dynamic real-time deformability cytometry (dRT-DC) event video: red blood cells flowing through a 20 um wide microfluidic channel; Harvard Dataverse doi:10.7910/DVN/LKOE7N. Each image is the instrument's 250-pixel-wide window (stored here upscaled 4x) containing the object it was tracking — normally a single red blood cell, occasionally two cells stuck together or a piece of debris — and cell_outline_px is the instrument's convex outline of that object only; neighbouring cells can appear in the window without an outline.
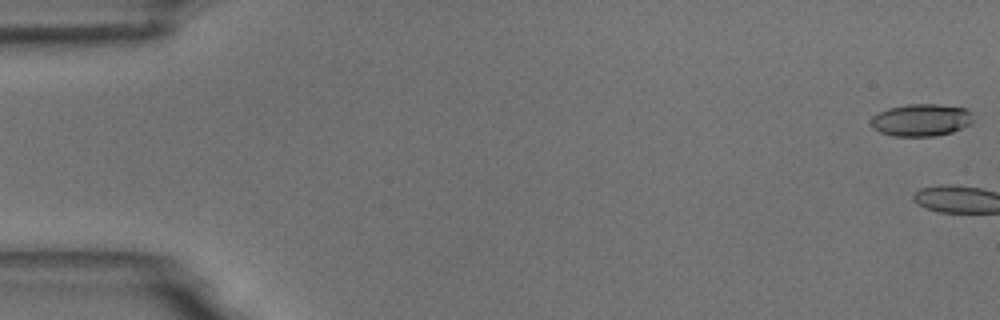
{"species": "common noctule bat (a hibernating species)", "species_latin": "Nyctalus noctula", "temperature_condition": "room temperature", "stored_images_in_passage": 3, "camera_frame_rate_fps": 3000, "um_per_image_px": 0.085, "animal": {"sex": "male", "body_mass_g": 18.8}, "frame": {"image": 1, "passage_image": 1, "time_ms": 0.0, "image_size_px": [1000, 320], "cell_outline_px": [[972, 124], [952, 132], [936, 136], [896, 136], [880, 132], [872, 128], [872, 116], [888, 108], [908, 104], [936, 104], [964, 108], [972, 112]], "centroid_in_image_um": [78.32, 10.2], "position_along_channel_um": 6.7, "area_um2": 19.19}}